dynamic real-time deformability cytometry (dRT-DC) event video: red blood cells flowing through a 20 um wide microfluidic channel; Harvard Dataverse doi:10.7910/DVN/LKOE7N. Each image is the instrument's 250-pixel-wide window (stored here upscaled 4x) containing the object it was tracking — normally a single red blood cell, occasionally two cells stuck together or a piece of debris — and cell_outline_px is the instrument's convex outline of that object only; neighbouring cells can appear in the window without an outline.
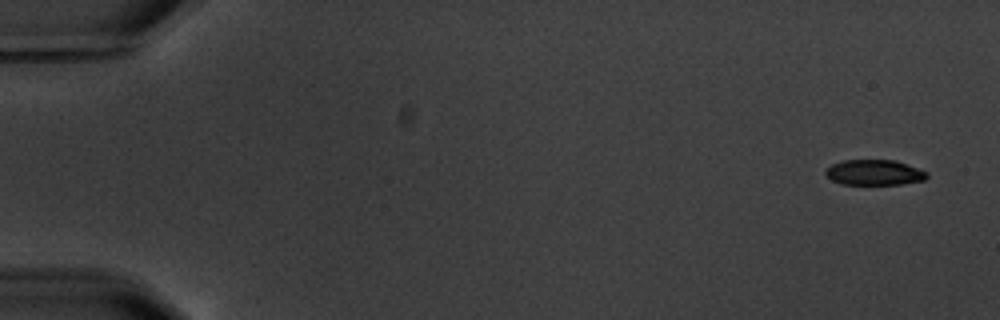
{"species": "common noctule bat (a hibernating species)", "species_latin": "Nyctalus noctula", "temperature_condition": "warm", "stored_images_in_passage": 6, "camera_frame_rate_fps": 3000, "um_per_image_px": 0.085, "animal": {"sex": "male", "body_mass_g": 20.1, "forearm_length_mm": 53.5}, "frame": {"image": 1, "passage_image": 1, "time_ms": 0.0, "image_size_px": [1000, 320], "cell_outline_px": [[928, 176], [924, 180], [900, 184], [844, 184], [832, 180], [824, 172], [832, 164], [844, 160], [896, 160], [908, 164], [928, 172]], "centroid_in_image_um": [74.35, 14.65], "position_along_channel_um": 10.6, "area_um2": 14.91}}
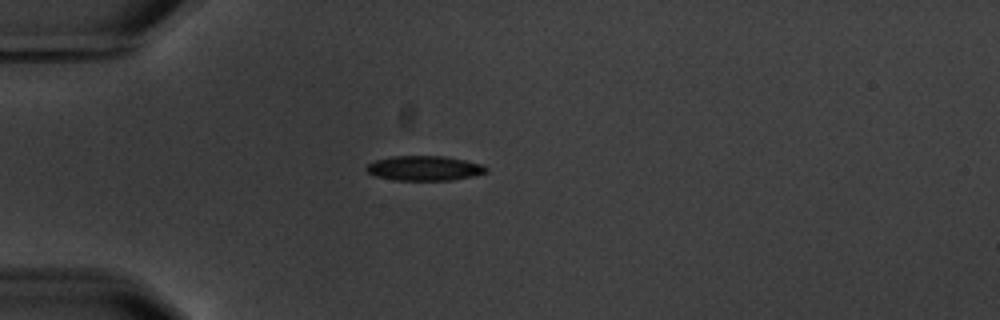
{"frame": {"image": 2, "passage_image": 5, "time_ms": 4.667, "image_size_px": [1000, 320], "cell_outline_px": [[488, 172], [472, 176], [452, 180], [392, 180], [376, 176], [368, 172], [364, 168], [368, 164], [376, 160], [392, 156], [444, 156], [484, 164], [488, 168]], "centroid_in_image_um": [36.09, 14.3], "position_along_channel_um": 48.9, "area_um2": 17.34}}